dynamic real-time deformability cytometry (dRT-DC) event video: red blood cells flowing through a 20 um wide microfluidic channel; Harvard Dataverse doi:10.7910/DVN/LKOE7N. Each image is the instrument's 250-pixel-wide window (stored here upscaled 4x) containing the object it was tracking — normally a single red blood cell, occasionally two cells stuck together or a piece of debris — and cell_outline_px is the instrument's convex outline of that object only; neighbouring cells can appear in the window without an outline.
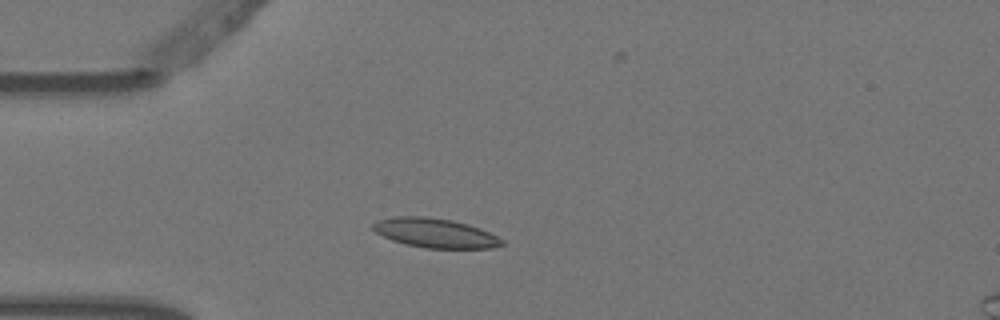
{"species": "Egyptian fruit bat (a non-hibernating species)", "species_latin": "Rousettus aegyptiacus", "temperature_condition": "warm", "stored_images_in_passage": 2, "camera_frame_rate_fps": 3000, "um_per_image_px": 0.085, "animal": {"sex": "female"}, "frame": {"image": 1, "passage_image": 1, "time_ms": 0.0, "image_size_px": [1000, 320], "cell_outline_px": [[504, 244], [492, 248], [424, 248], [392, 240], [376, 232], [372, 228], [372, 224], [376, 220], [396, 216], [424, 216], [452, 220], [468, 224], [480, 228], [504, 240]], "centroid_in_image_um": [36.98, 19.8], "position_along_channel_um": 48.0, "area_um2": 21.96}}